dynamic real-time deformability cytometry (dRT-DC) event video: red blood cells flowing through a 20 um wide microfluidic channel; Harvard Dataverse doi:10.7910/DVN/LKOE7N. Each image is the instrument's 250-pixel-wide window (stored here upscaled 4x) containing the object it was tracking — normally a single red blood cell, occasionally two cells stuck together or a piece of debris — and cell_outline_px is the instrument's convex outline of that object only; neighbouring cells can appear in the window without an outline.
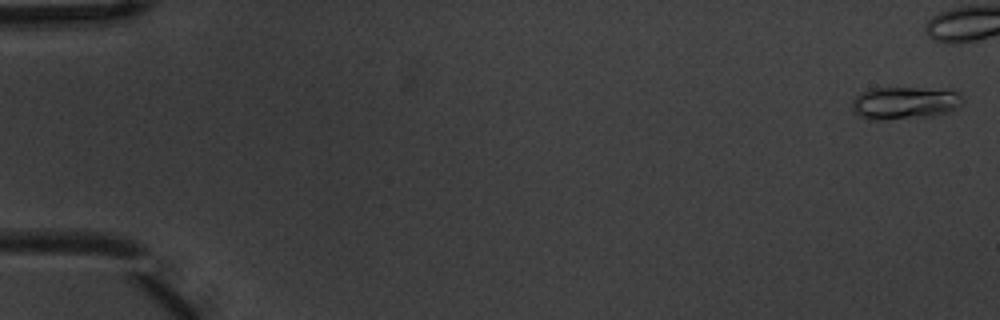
{"species": "common noctule bat (a hibernating species)", "species_latin": "Nyctalus noctula", "temperature_condition": "warm", "stored_images_in_passage": 10, "camera_frame_rate_fps": 3000, "um_per_image_px": 0.085, "animal": {"sex": "male", "body_mass_g": 20.1, "forearm_length_mm": 53.5}, "frame": {"image": 1, "passage_image": 1, "time_ms": 0.0, "image_size_px": [1000, 320], "cell_outline_px": [[964, 104], [960, 108], [948, 112], [932, 116], [888, 120], [872, 120], [860, 116], [852, 108], [852, 100], [860, 92], [872, 88], [920, 88], [956, 92], [964, 100]], "centroid_in_image_um": [76.9, 8.77], "position_along_channel_um": 8.1, "area_um2": 21.04}}
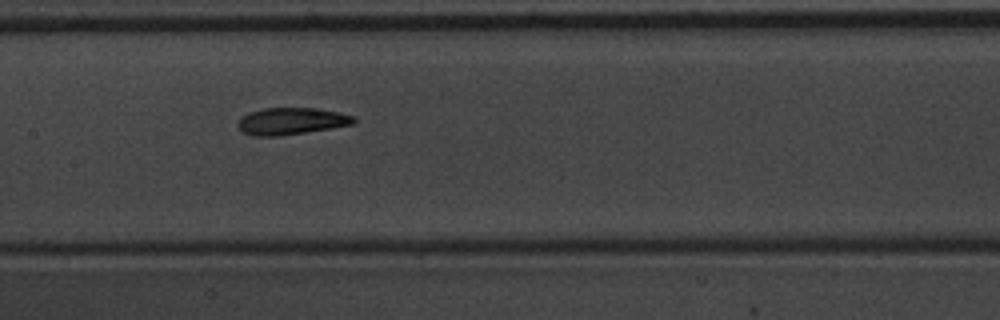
{"frame": {"image": 2, "passage_image": 9, "time_ms": 2.667, "image_size_px": [1000, 320], "cell_outline_px": [[356, 124], [332, 128], [280, 136], [252, 136], [244, 132], [236, 124], [240, 116], [248, 112], [264, 108], [316, 108], [340, 112], [356, 116]], "centroid_in_image_um": [24.78, 10.29], "position_along_channel_um": 182.6, "area_um2": 18.5}}
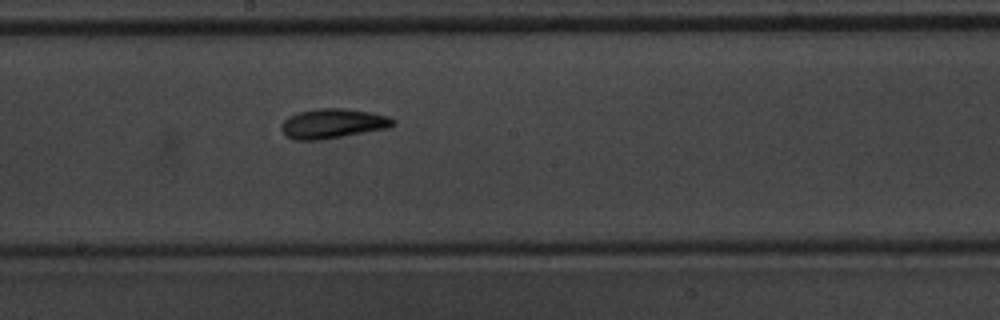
{"frame": {"image": 3, "passage_image": 10, "time_ms": 3.0, "image_size_px": [1000, 320], "cell_outline_px": [[396, 124], [388, 128], [320, 140], [296, 140], [288, 136], [280, 128], [280, 124], [288, 116], [296, 112], [316, 108], [344, 108], [372, 112], [388, 116], [396, 120]], "centroid_in_image_um": [28.29, 10.48], "position_along_channel_um": 219.9, "area_um2": 19.48}}